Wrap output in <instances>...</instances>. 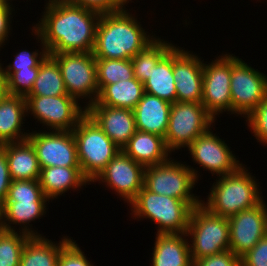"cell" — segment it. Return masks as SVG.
I'll return each mask as SVG.
<instances>
[{
  "label": "cell",
  "mask_w": 267,
  "mask_h": 266,
  "mask_svg": "<svg viewBox=\"0 0 267 266\" xmlns=\"http://www.w3.org/2000/svg\"><path fill=\"white\" fill-rule=\"evenodd\" d=\"M44 12L32 29L48 54L92 52L101 13L65 0H45Z\"/></svg>",
  "instance_id": "1"
},
{
  "label": "cell",
  "mask_w": 267,
  "mask_h": 266,
  "mask_svg": "<svg viewBox=\"0 0 267 266\" xmlns=\"http://www.w3.org/2000/svg\"><path fill=\"white\" fill-rule=\"evenodd\" d=\"M135 15L127 8L101 13L92 51L95 59H131L157 38Z\"/></svg>",
  "instance_id": "2"
},
{
  "label": "cell",
  "mask_w": 267,
  "mask_h": 266,
  "mask_svg": "<svg viewBox=\"0 0 267 266\" xmlns=\"http://www.w3.org/2000/svg\"><path fill=\"white\" fill-rule=\"evenodd\" d=\"M246 167L242 164L235 172L217 177L201 205L224 218L258 205L264 197L260 182Z\"/></svg>",
  "instance_id": "3"
},
{
  "label": "cell",
  "mask_w": 267,
  "mask_h": 266,
  "mask_svg": "<svg viewBox=\"0 0 267 266\" xmlns=\"http://www.w3.org/2000/svg\"><path fill=\"white\" fill-rule=\"evenodd\" d=\"M49 202L39 180H12L7 198L0 206V228L7 231H18L19 228L20 232L30 236H43L30 223L43 219ZM12 224L20 227L15 228Z\"/></svg>",
  "instance_id": "4"
},
{
  "label": "cell",
  "mask_w": 267,
  "mask_h": 266,
  "mask_svg": "<svg viewBox=\"0 0 267 266\" xmlns=\"http://www.w3.org/2000/svg\"><path fill=\"white\" fill-rule=\"evenodd\" d=\"M200 204L201 201L155 194L143 187L128 206L134 220L147 219L158 225L157 234H183L188 229L192 209Z\"/></svg>",
  "instance_id": "5"
},
{
  "label": "cell",
  "mask_w": 267,
  "mask_h": 266,
  "mask_svg": "<svg viewBox=\"0 0 267 266\" xmlns=\"http://www.w3.org/2000/svg\"><path fill=\"white\" fill-rule=\"evenodd\" d=\"M82 174L92 182L122 150L86 113L73 128Z\"/></svg>",
  "instance_id": "6"
},
{
  "label": "cell",
  "mask_w": 267,
  "mask_h": 266,
  "mask_svg": "<svg viewBox=\"0 0 267 266\" xmlns=\"http://www.w3.org/2000/svg\"><path fill=\"white\" fill-rule=\"evenodd\" d=\"M186 235L193 262L230 250L228 218L211 213L201 204L192 209Z\"/></svg>",
  "instance_id": "7"
},
{
  "label": "cell",
  "mask_w": 267,
  "mask_h": 266,
  "mask_svg": "<svg viewBox=\"0 0 267 266\" xmlns=\"http://www.w3.org/2000/svg\"><path fill=\"white\" fill-rule=\"evenodd\" d=\"M198 172L185 161L181 163L171 157L164 163L145 167L144 187L155 194L183 201H201L200 195L192 193L201 177Z\"/></svg>",
  "instance_id": "8"
},
{
  "label": "cell",
  "mask_w": 267,
  "mask_h": 266,
  "mask_svg": "<svg viewBox=\"0 0 267 266\" xmlns=\"http://www.w3.org/2000/svg\"><path fill=\"white\" fill-rule=\"evenodd\" d=\"M215 122L202 103H172L164 137L168 150L174 153L187 148L197 137L215 126Z\"/></svg>",
  "instance_id": "9"
},
{
  "label": "cell",
  "mask_w": 267,
  "mask_h": 266,
  "mask_svg": "<svg viewBox=\"0 0 267 266\" xmlns=\"http://www.w3.org/2000/svg\"><path fill=\"white\" fill-rule=\"evenodd\" d=\"M49 55L58 63L68 95L78 102L82 99L86 101L83 102V106L85 105L86 109L94 104L99 95V89L97 84V66L92 52Z\"/></svg>",
  "instance_id": "10"
},
{
  "label": "cell",
  "mask_w": 267,
  "mask_h": 266,
  "mask_svg": "<svg viewBox=\"0 0 267 266\" xmlns=\"http://www.w3.org/2000/svg\"><path fill=\"white\" fill-rule=\"evenodd\" d=\"M232 114L246 118L267 96V75L231 54Z\"/></svg>",
  "instance_id": "11"
},
{
  "label": "cell",
  "mask_w": 267,
  "mask_h": 266,
  "mask_svg": "<svg viewBox=\"0 0 267 266\" xmlns=\"http://www.w3.org/2000/svg\"><path fill=\"white\" fill-rule=\"evenodd\" d=\"M27 117L48 130L72 131L86 114V108L70 95L26 96ZM50 128V129H49Z\"/></svg>",
  "instance_id": "12"
},
{
  "label": "cell",
  "mask_w": 267,
  "mask_h": 266,
  "mask_svg": "<svg viewBox=\"0 0 267 266\" xmlns=\"http://www.w3.org/2000/svg\"><path fill=\"white\" fill-rule=\"evenodd\" d=\"M231 82V54L228 52L209 61L203 59V90L202 104L215 119L223 112L232 114ZM218 116V117H217Z\"/></svg>",
  "instance_id": "13"
},
{
  "label": "cell",
  "mask_w": 267,
  "mask_h": 266,
  "mask_svg": "<svg viewBox=\"0 0 267 266\" xmlns=\"http://www.w3.org/2000/svg\"><path fill=\"white\" fill-rule=\"evenodd\" d=\"M27 140L33 145L41 168L80 167L77 145L72 131L38 130L29 133Z\"/></svg>",
  "instance_id": "14"
},
{
  "label": "cell",
  "mask_w": 267,
  "mask_h": 266,
  "mask_svg": "<svg viewBox=\"0 0 267 266\" xmlns=\"http://www.w3.org/2000/svg\"><path fill=\"white\" fill-rule=\"evenodd\" d=\"M224 138L213 133L212 127L204 134L197 137L188 147L192 161L204 171H209L212 176H224L235 172L242 163L233 150H230Z\"/></svg>",
  "instance_id": "15"
},
{
  "label": "cell",
  "mask_w": 267,
  "mask_h": 266,
  "mask_svg": "<svg viewBox=\"0 0 267 266\" xmlns=\"http://www.w3.org/2000/svg\"><path fill=\"white\" fill-rule=\"evenodd\" d=\"M144 172V166L121 150L91 183L104 184L129 204L144 187Z\"/></svg>",
  "instance_id": "16"
},
{
  "label": "cell",
  "mask_w": 267,
  "mask_h": 266,
  "mask_svg": "<svg viewBox=\"0 0 267 266\" xmlns=\"http://www.w3.org/2000/svg\"><path fill=\"white\" fill-rule=\"evenodd\" d=\"M230 250L242 257L267 235V203L242 210L228 218Z\"/></svg>",
  "instance_id": "17"
},
{
  "label": "cell",
  "mask_w": 267,
  "mask_h": 266,
  "mask_svg": "<svg viewBox=\"0 0 267 266\" xmlns=\"http://www.w3.org/2000/svg\"><path fill=\"white\" fill-rule=\"evenodd\" d=\"M193 51L173 46V77L176 86V101L202 102L203 60Z\"/></svg>",
  "instance_id": "18"
},
{
  "label": "cell",
  "mask_w": 267,
  "mask_h": 266,
  "mask_svg": "<svg viewBox=\"0 0 267 266\" xmlns=\"http://www.w3.org/2000/svg\"><path fill=\"white\" fill-rule=\"evenodd\" d=\"M86 113L120 149L137 131L133 110L90 105Z\"/></svg>",
  "instance_id": "19"
},
{
  "label": "cell",
  "mask_w": 267,
  "mask_h": 266,
  "mask_svg": "<svg viewBox=\"0 0 267 266\" xmlns=\"http://www.w3.org/2000/svg\"><path fill=\"white\" fill-rule=\"evenodd\" d=\"M122 151L144 167L164 163L172 156L166 146L165 138L138 130L122 148Z\"/></svg>",
  "instance_id": "20"
},
{
  "label": "cell",
  "mask_w": 267,
  "mask_h": 266,
  "mask_svg": "<svg viewBox=\"0 0 267 266\" xmlns=\"http://www.w3.org/2000/svg\"><path fill=\"white\" fill-rule=\"evenodd\" d=\"M26 116L25 97L8 94L0 101V145L27 140L30 132L23 131Z\"/></svg>",
  "instance_id": "21"
},
{
  "label": "cell",
  "mask_w": 267,
  "mask_h": 266,
  "mask_svg": "<svg viewBox=\"0 0 267 266\" xmlns=\"http://www.w3.org/2000/svg\"><path fill=\"white\" fill-rule=\"evenodd\" d=\"M171 103L157 96L144 93L134 108L136 129L165 137Z\"/></svg>",
  "instance_id": "22"
},
{
  "label": "cell",
  "mask_w": 267,
  "mask_h": 266,
  "mask_svg": "<svg viewBox=\"0 0 267 266\" xmlns=\"http://www.w3.org/2000/svg\"><path fill=\"white\" fill-rule=\"evenodd\" d=\"M39 182L43 194L51 202L71 189L79 191L83 186L91 184L80 167L59 166L41 168Z\"/></svg>",
  "instance_id": "23"
},
{
  "label": "cell",
  "mask_w": 267,
  "mask_h": 266,
  "mask_svg": "<svg viewBox=\"0 0 267 266\" xmlns=\"http://www.w3.org/2000/svg\"><path fill=\"white\" fill-rule=\"evenodd\" d=\"M186 233L156 234L151 266H193Z\"/></svg>",
  "instance_id": "24"
},
{
  "label": "cell",
  "mask_w": 267,
  "mask_h": 266,
  "mask_svg": "<svg viewBox=\"0 0 267 266\" xmlns=\"http://www.w3.org/2000/svg\"><path fill=\"white\" fill-rule=\"evenodd\" d=\"M0 146L5 152L12 180H39L41 169L38 158L28 140Z\"/></svg>",
  "instance_id": "25"
},
{
  "label": "cell",
  "mask_w": 267,
  "mask_h": 266,
  "mask_svg": "<svg viewBox=\"0 0 267 266\" xmlns=\"http://www.w3.org/2000/svg\"><path fill=\"white\" fill-rule=\"evenodd\" d=\"M71 238L64 235L55 243L46 236H32L22 251L19 266H57L61 250Z\"/></svg>",
  "instance_id": "26"
},
{
  "label": "cell",
  "mask_w": 267,
  "mask_h": 266,
  "mask_svg": "<svg viewBox=\"0 0 267 266\" xmlns=\"http://www.w3.org/2000/svg\"><path fill=\"white\" fill-rule=\"evenodd\" d=\"M145 93L144 85L135 77L114 84L105 85L92 105L134 110Z\"/></svg>",
  "instance_id": "27"
},
{
  "label": "cell",
  "mask_w": 267,
  "mask_h": 266,
  "mask_svg": "<svg viewBox=\"0 0 267 266\" xmlns=\"http://www.w3.org/2000/svg\"><path fill=\"white\" fill-rule=\"evenodd\" d=\"M145 92L169 103L176 102V86L173 77V47L152 68L143 83Z\"/></svg>",
  "instance_id": "28"
},
{
  "label": "cell",
  "mask_w": 267,
  "mask_h": 266,
  "mask_svg": "<svg viewBox=\"0 0 267 266\" xmlns=\"http://www.w3.org/2000/svg\"><path fill=\"white\" fill-rule=\"evenodd\" d=\"M68 95L57 61L47 55L40 63L39 73L33 88L27 96Z\"/></svg>",
  "instance_id": "29"
},
{
  "label": "cell",
  "mask_w": 267,
  "mask_h": 266,
  "mask_svg": "<svg viewBox=\"0 0 267 266\" xmlns=\"http://www.w3.org/2000/svg\"><path fill=\"white\" fill-rule=\"evenodd\" d=\"M174 45L158 36L143 51L131 58L134 77L144 83L149 78L152 68Z\"/></svg>",
  "instance_id": "30"
},
{
  "label": "cell",
  "mask_w": 267,
  "mask_h": 266,
  "mask_svg": "<svg viewBox=\"0 0 267 266\" xmlns=\"http://www.w3.org/2000/svg\"><path fill=\"white\" fill-rule=\"evenodd\" d=\"M99 91L109 84L134 77L131 59H95Z\"/></svg>",
  "instance_id": "31"
},
{
  "label": "cell",
  "mask_w": 267,
  "mask_h": 266,
  "mask_svg": "<svg viewBox=\"0 0 267 266\" xmlns=\"http://www.w3.org/2000/svg\"><path fill=\"white\" fill-rule=\"evenodd\" d=\"M32 236L0 228V266H19L22 251Z\"/></svg>",
  "instance_id": "32"
},
{
  "label": "cell",
  "mask_w": 267,
  "mask_h": 266,
  "mask_svg": "<svg viewBox=\"0 0 267 266\" xmlns=\"http://www.w3.org/2000/svg\"><path fill=\"white\" fill-rule=\"evenodd\" d=\"M32 36H36L38 40L37 43H40L41 46L40 51L39 49L35 51L19 50L14 55V61L9 63L5 68H3V64L0 63L2 71H19V70H29L32 67H40V63L45 59L48 55V51L42 42L41 37L31 28ZM40 41V42H39ZM1 62V61H0Z\"/></svg>",
  "instance_id": "33"
},
{
  "label": "cell",
  "mask_w": 267,
  "mask_h": 266,
  "mask_svg": "<svg viewBox=\"0 0 267 266\" xmlns=\"http://www.w3.org/2000/svg\"><path fill=\"white\" fill-rule=\"evenodd\" d=\"M3 73L7 80L8 93L26 97L33 88L39 67H32L29 70L3 71Z\"/></svg>",
  "instance_id": "34"
},
{
  "label": "cell",
  "mask_w": 267,
  "mask_h": 266,
  "mask_svg": "<svg viewBox=\"0 0 267 266\" xmlns=\"http://www.w3.org/2000/svg\"><path fill=\"white\" fill-rule=\"evenodd\" d=\"M245 120L257 142L267 146V96Z\"/></svg>",
  "instance_id": "35"
},
{
  "label": "cell",
  "mask_w": 267,
  "mask_h": 266,
  "mask_svg": "<svg viewBox=\"0 0 267 266\" xmlns=\"http://www.w3.org/2000/svg\"><path fill=\"white\" fill-rule=\"evenodd\" d=\"M81 247L72 240L61 250L57 266H94Z\"/></svg>",
  "instance_id": "36"
},
{
  "label": "cell",
  "mask_w": 267,
  "mask_h": 266,
  "mask_svg": "<svg viewBox=\"0 0 267 266\" xmlns=\"http://www.w3.org/2000/svg\"><path fill=\"white\" fill-rule=\"evenodd\" d=\"M67 3L88 8L99 13H110L126 8L132 0H65ZM131 1V2H129ZM126 5V6H125Z\"/></svg>",
  "instance_id": "37"
},
{
  "label": "cell",
  "mask_w": 267,
  "mask_h": 266,
  "mask_svg": "<svg viewBox=\"0 0 267 266\" xmlns=\"http://www.w3.org/2000/svg\"><path fill=\"white\" fill-rule=\"evenodd\" d=\"M193 266H241V258L229 250L198 259Z\"/></svg>",
  "instance_id": "38"
},
{
  "label": "cell",
  "mask_w": 267,
  "mask_h": 266,
  "mask_svg": "<svg viewBox=\"0 0 267 266\" xmlns=\"http://www.w3.org/2000/svg\"><path fill=\"white\" fill-rule=\"evenodd\" d=\"M241 266H267V235L241 257Z\"/></svg>",
  "instance_id": "39"
},
{
  "label": "cell",
  "mask_w": 267,
  "mask_h": 266,
  "mask_svg": "<svg viewBox=\"0 0 267 266\" xmlns=\"http://www.w3.org/2000/svg\"><path fill=\"white\" fill-rule=\"evenodd\" d=\"M13 7L15 6L12 5V2L0 1V48L6 45L9 35L12 34L10 24H12L13 11H15Z\"/></svg>",
  "instance_id": "40"
},
{
  "label": "cell",
  "mask_w": 267,
  "mask_h": 266,
  "mask_svg": "<svg viewBox=\"0 0 267 266\" xmlns=\"http://www.w3.org/2000/svg\"><path fill=\"white\" fill-rule=\"evenodd\" d=\"M12 182L8 161L3 148L0 146V206L5 202Z\"/></svg>",
  "instance_id": "41"
},
{
  "label": "cell",
  "mask_w": 267,
  "mask_h": 266,
  "mask_svg": "<svg viewBox=\"0 0 267 266\" xmlns=\"http://www.w3.org/2000/svg\"><path fill=\"white\" fill-rule=\"evenodd\" d=\"M8 94L7 80L0 66V101Z\"/></svg>",
  "instance_id": "42"
}]
</instances>
